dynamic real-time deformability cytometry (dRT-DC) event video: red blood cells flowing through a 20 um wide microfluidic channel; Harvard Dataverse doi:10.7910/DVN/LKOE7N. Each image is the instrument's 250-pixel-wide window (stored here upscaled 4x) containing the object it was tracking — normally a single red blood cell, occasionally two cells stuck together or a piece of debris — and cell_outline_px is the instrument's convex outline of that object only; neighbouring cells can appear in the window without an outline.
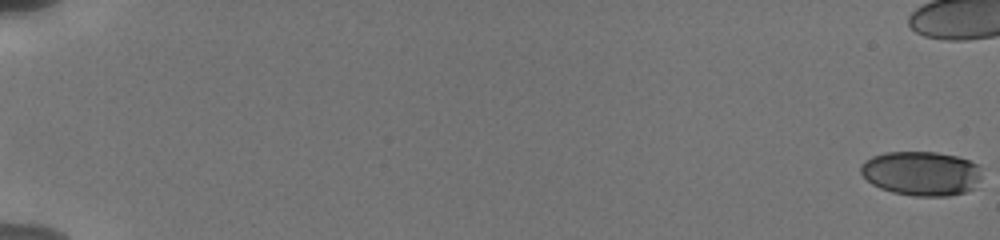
{"species": "human", "species_latin": "Homo sapiens", "temperature_condition": "cold", "stored_images_in_passage": 41, "camera_frame_rate_fps": 3000, "um_per_image_px": 0.085, "donor": {"sex": "male"}, "frame": {"image": 1, "passage_image": 1, "time_ms": 0.0, "image_size_px": [1000, 240], "cell_outline_px": [[984, 172], [972, 188], [964, 192], [948, 196], [912, 196], [892, 192], [880, 188], [872, 184], [860, 172], [860, 164], [872, 156], [884, 152], [936, 152], [956, 156], [968, 160], [984, 168]], "centroid_in_image_um": [78.32, 14.73], "position_along_channel_um": 6.7, "area_um2": 31.44}}
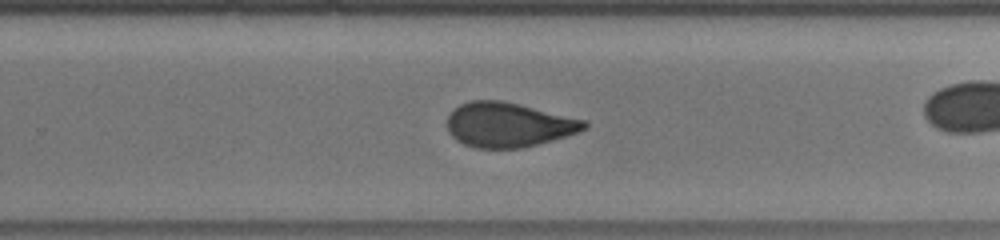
{"frame": {"image": 2, "passage_image": 32, "time_ms": 13.0, "image_size_px": [1000, 240], "cell_outline_px": [[588, 128], [552, 140], [520, 148], [476, 148], [464, 144], [456, 140], [448, 132], [448, 116], [460, 104], [472, 100], [500, 100], [520, 104], [588, 120]], "centroid_in_image_um": [43.23, 10.6], "position_along_channel_um": 286.6, "area_um2": 35.55}}